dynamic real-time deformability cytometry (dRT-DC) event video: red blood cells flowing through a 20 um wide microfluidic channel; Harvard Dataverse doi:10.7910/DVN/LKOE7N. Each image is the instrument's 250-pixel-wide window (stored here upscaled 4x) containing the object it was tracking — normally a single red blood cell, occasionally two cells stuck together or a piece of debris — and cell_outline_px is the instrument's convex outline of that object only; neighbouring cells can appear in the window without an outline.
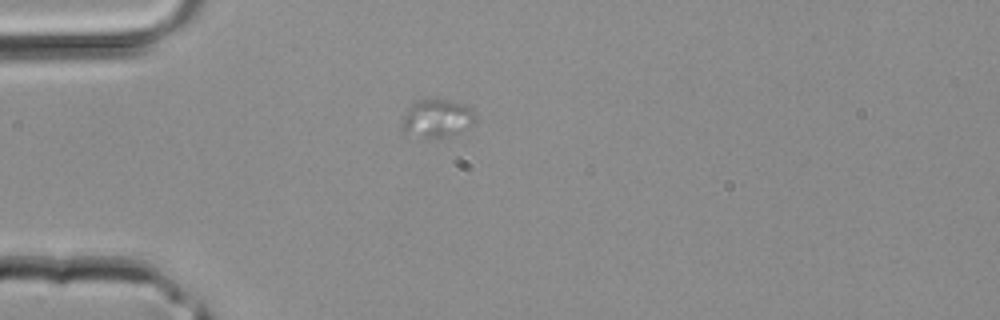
{"species": "common noctule bat (a hibernating species)", "species_latin": "Nyctalus noctula", "temperature_condition": "room temperature", "stored_images_in_passage": 13, "camera_frame_rate_fps": 3000, "um_per_image_px": 0.085, "animal": {"sex": "male", "body_mass_g": 20.4}, "frame": {"image": 1, "passage_image": 7, "time_ms": 2.0, "image_size_px": [1000, 320], "cell_outline_px": [[476, 116], [472, 124], [440, 140], [404, 132], [400, 128], [400, 124], [408, 108], [412, 104], [424, 100], [448, 100], [464, 104], [472, 108]], "centroid_in_image_um": [37.14, 10.07], "position_along_channel_um": 47.9, "area_um2": 16.01}}
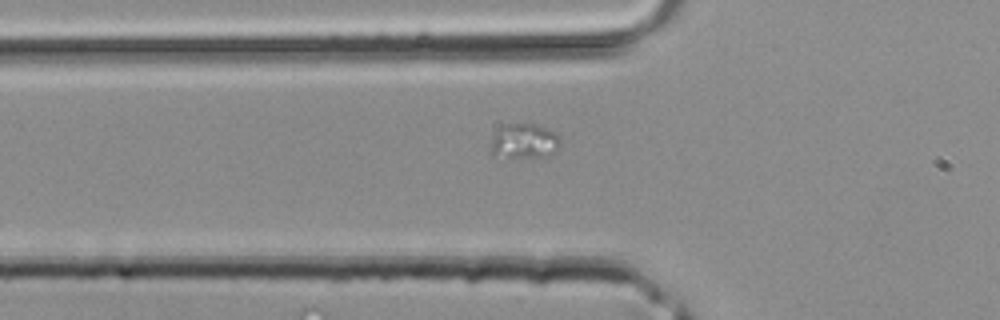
{"frame": {"image": 2, "passage_image": 10, "time_ms": 3.0, "image_size_px": [1000, 320], "cell_outline_px": [[560, 144], [548, 156], [492, 156], [488, 152], [492, 136], [504, 124], [536, 124], [556, 132], [560, 140]], "centroid_in_image_um": [44.5, 11.98], "position_along_channel_um": 81.3, "area_um2": 14.05}}